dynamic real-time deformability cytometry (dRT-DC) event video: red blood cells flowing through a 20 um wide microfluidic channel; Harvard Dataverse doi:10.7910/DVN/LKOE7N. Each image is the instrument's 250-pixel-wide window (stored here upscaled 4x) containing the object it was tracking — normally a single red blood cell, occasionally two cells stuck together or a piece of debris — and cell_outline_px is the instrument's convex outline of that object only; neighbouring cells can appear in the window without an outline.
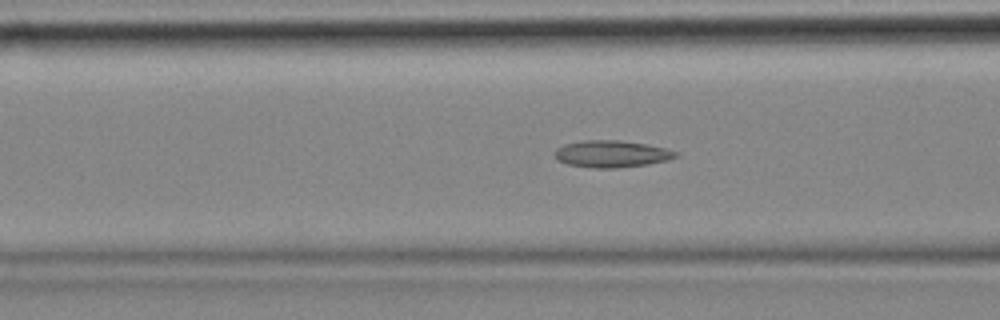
{"species": "common noctule bat (a hibernating species)", "species_latin": "Nyctalus noctula", "temperature_condition": "cold", "stored_images_in_passage": 57, "camera_frame_rate_fps": 3000, "um_per_image_px": 0.085, "animal": {"sex": "female", "body_mass_g": 18.4}, "frame": {"image": 1, "passage_image": 21, "time_ms": 6.667, "image_size_px": [1000, 320], "cell_outline_px": [[680, 152], [676, 156], [668, 160], [648, 164], [616, 168], [592, 168], [568, 164], [556, 160], [556, 148], [564, 144], [584, 140], [620, 140], [644, 144], [664, 148]], "centroid_in_image_um": [51.97, 13.08], "position_along_channel_um": 114.6, "area_um2": 18.9}}
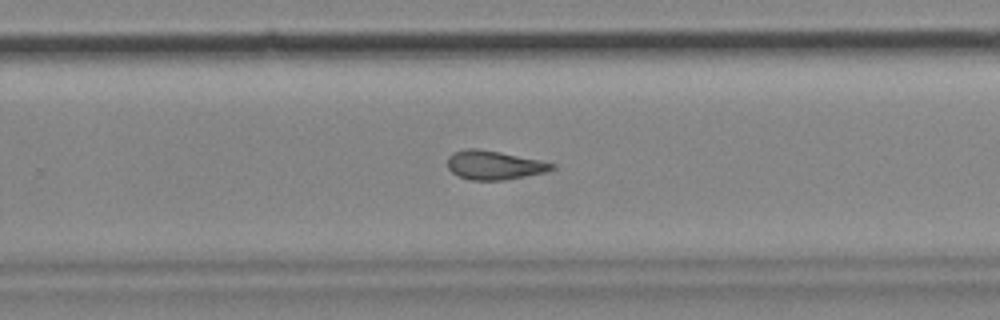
{"frame": {"image": 2, "passage_image": 36, "time_ms": 11.667, "image_size_px": [1000, 320], "cell_outline_px": [[556, 168], [544, 172], [504, 180], [468, 180], [452, 172], [448, 168], [448, 156], [452, 152], [464, 148], [480, 148], [500, 152], [556, 164]], "centroid_in_image_um": [41.95, 14.02], "position_along_channel_um": 287.8, "area_um2": 17.51}}
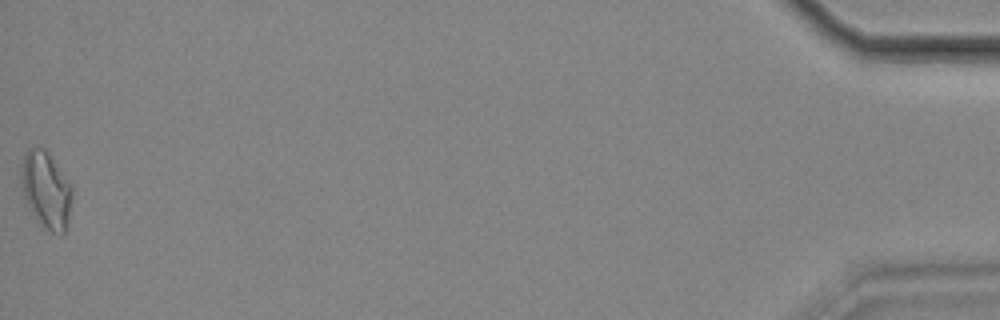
{"frame": {"image": 3, "passage_image": 57, "time_ms": 18.667, "image_size_px": [1000, 320], "cell_outline_px": [[72, 196], [68, 220], [64, 236], [60, 236], [44, 228], [36, 220], [28, 208], [24, 196], [20, 180], [20, 164], [24, 152], [28, 148], [44, 148], [48, 152], [72, 184]], "centroid_in_image_um": [3.9, 16.15], "position_along_channel_um": 431.3, "area_um2": 23.35}, "authors_computed_cell_mechanics": {"area_um2": 18.3804, "velocity_mm_per_s": 3.4712, "shape_relaxation_time_tau1_ms": null, "shape_relaxation_time_tau2_ms": 4.6948, "deformation_change_tau1": null, "deformation_change_tau2": 0.1377}}